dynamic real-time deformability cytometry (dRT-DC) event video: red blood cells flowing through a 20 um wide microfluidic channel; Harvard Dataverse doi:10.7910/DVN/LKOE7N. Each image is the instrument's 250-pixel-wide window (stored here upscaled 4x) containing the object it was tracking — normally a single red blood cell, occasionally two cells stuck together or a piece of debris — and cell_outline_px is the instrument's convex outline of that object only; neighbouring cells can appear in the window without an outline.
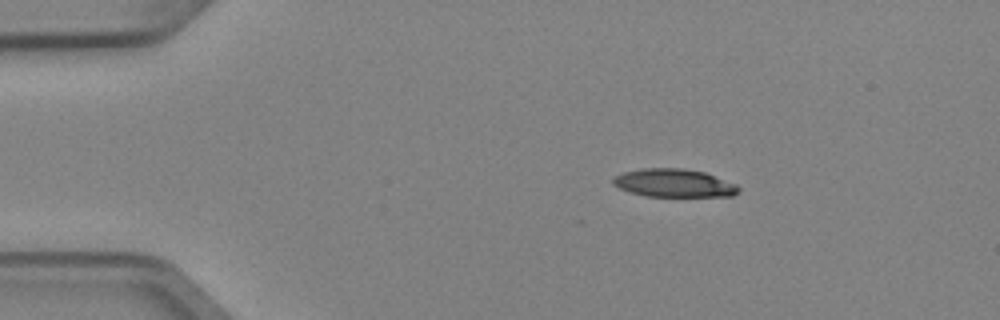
{"species": "Egyptian fruit bat (a non-hibernating species)", "species_latin": "Rousettus aegyptiacus", "temperature_condition": "cold", "stored_images_in_passage": 4, "camera_frame_rate_fps": 3000, "um_per_image_px": 0.085, "animal": {"sex": "female"}, "frame": {"image": 1, "passage_image": 1, "time_ms": 0.0, "image_size_px": [1000, 320], "cell_outline_px": [[740, 192], [732, 196], [644, 196], [620, 188], [612, 184], [612, 176], [624, 172], [644, 168], [684, 168], [704, 172], [736, 184], [740, 188]], "centroid_in_image_um": [57.28, 15.55], "position_along_channel_um": 27.7, "area_um2": 20.58}}
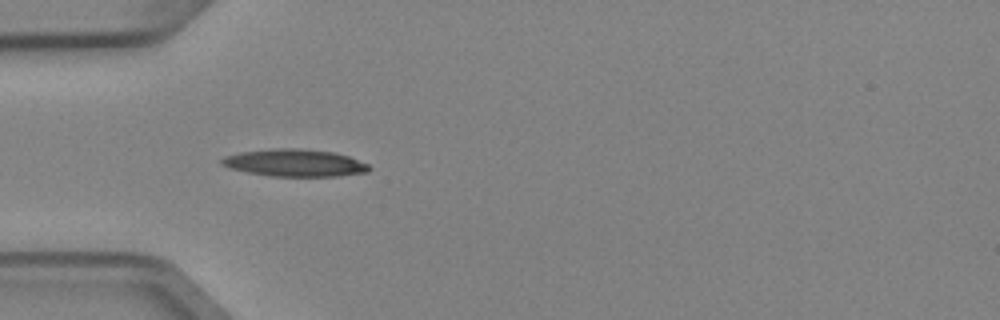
{"frame": {"image": 2, "passage_image": 3, "time_ms": 0.667, "image_size_px": [1000, 320], "cell_outline_px": [[372, 168], [368, 172], [336, 176], [272, 176], [248, 172], [228, 168], [220, 164], [220, 160], [224, 156], [240, 152], [276, 148], [304, 148], [332, 152], [348, 156], [368, 164]], "centroid_in_image_um": [25.03, 13.84], "position_along_channel_um": 60.0, "area_um2": 23.47}}
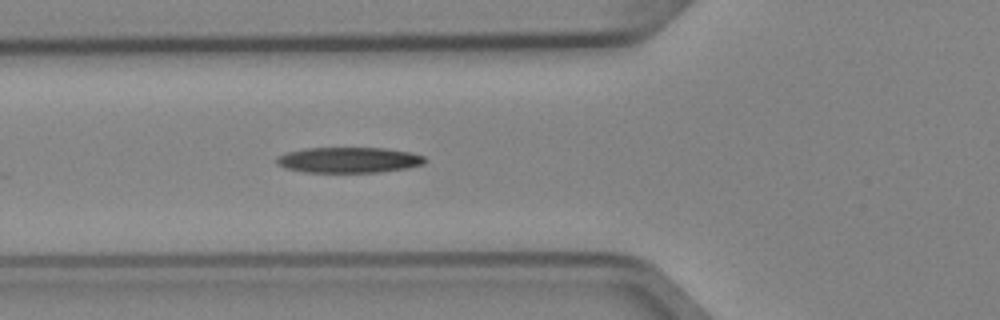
{"frame": {"image": 3, "passage_image": 4, "time_ms": 1.0, "image_size_px": [1000, 320], "cell_outline_px": [[428, 160], [424, 164], [408, 168], [380, 172], [304, 172], [284, 168], [276, 164], [276, 156], [284, 152], [304, 148], [384, 148], [412, 152], [424, 156]], "centroid_in_image_um": [29.63, 13.59], "position_along_channel_um": 96.2, "area_um2": 22.48}}